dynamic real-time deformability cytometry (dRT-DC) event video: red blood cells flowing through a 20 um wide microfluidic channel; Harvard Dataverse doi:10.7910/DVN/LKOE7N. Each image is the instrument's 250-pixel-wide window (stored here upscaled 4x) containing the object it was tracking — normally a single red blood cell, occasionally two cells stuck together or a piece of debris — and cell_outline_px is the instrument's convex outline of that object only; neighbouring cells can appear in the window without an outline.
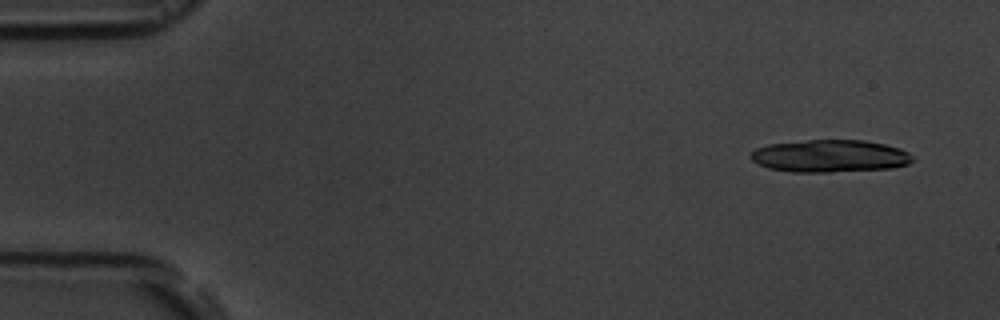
{"species": "common noctule bat (a hibernating species)", "species_latin": "Nyctalus noctula", "temperature_condition": "room temperature", "stored_images_in_passage": 4, "camera_frame_rate_fps": 3000, "um_per_image_px": 0.085, "animal": {"sex": "male", "body_mass_g": 19.5, "forearm_length_mm": 54.6}, "frame": {"image": 1, "passage_image": 1, "time_ms": 0.0, "image_size_px": [1000, 320], "cell_outline_px": [[912, 160], [908, 164], [892, 168], [828, 172], [792, 172], [768, 168], [756, 164], [748, 156], [756, 148], [768, 144], [808, 140], [864, 140], [884, 144], [900, 148], [908, 152], [912, 156]], "centroid_in_image_um": [70.51, 13.26], "position_along_channel_um": 14.5, "area_um2": 30.69}}